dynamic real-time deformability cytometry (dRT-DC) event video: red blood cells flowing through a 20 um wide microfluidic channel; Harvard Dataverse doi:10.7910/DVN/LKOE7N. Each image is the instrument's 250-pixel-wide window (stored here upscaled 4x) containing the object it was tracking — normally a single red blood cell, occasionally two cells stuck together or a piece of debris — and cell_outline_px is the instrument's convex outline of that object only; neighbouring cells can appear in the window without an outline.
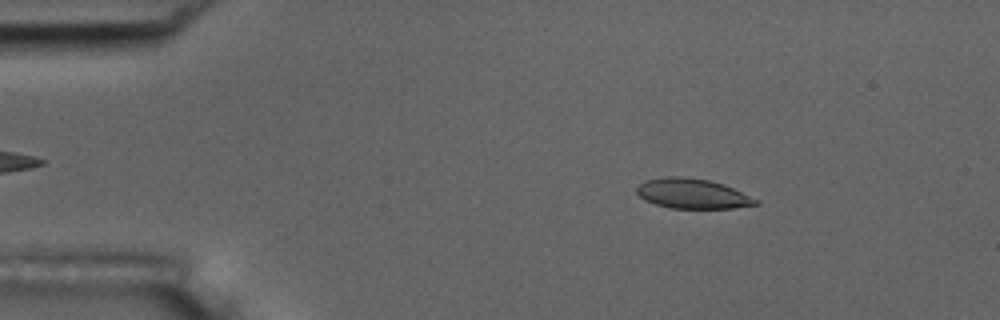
{"species": "common noctule bat (a hibernating species)", "species_latin": "Nyctalus noctula", "temperature_condition": "room temperature", "stored_images_in_passage": 54, "camera_frame_rate_fps": 3000, "um_per_image_px": 0.085, "animal": {"sex": "male", "body_mass_g": 17.5, "forearm_length_mm": 52.3}, "frame": {"image": 1, "passage_image": 8, "time_ms": 2.333, "image_size_px": [1000, 320], "cell_outline_px": [[760, 204], [732, 208], [668, 208], [644, 200], [636, 192], [636, 188], [644, 180], [668, 176], [684, 176], [708, 180], [724, 184], [760, 200]], "centroid_in_image_um": [58.86, 16.45], "position_along_channel_um": 26.1, "area_um2": 20.87}}
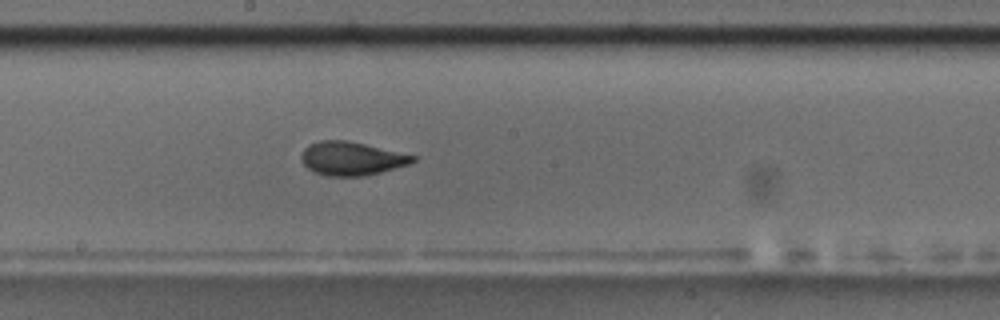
{"frame": {"image": 2, "passage_image": 29, "time_ms": 9.333, "image_size_px": [1000, 320], "cell_outline_px": [[416, 160], [408, 164], [380, 172], [364, 176], [328, 176], [316, 172], [308, 168], [300, 160], [300, 156], [304, 148], [308, 144], [320, 140], [344, 140], [364, 144], [416, 156]], "centroid_in_image_um": [29.83, 13.47], "position_along_channel_um": 218.4, "area_um2": 21.56}}
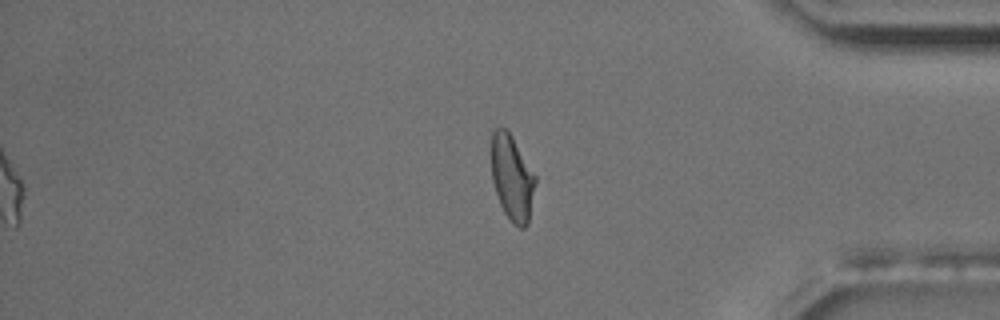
{"frame": {"image": 3, "passage_image": 45, "time_ms": 14.667, "image_size_px": [1000, 320], "cell_outline_px": [[536, 184], [528, 224], [524, 228], [520, 228], [504, 212], [500, 204], [492, 180], [492, 132], [496, 128], [504, 128], [512, 136], [536, 176]], "centroid_in_image_um": [43.54, 15.11], "position_along_channel_um": 391.7, "area_um2": 21.62}, "authors_computed_cell_mechanics": {"area_um2": 21.5594, "velocity_mm_per_s": 3.6789, "shape_relaxation_time_tau1_ms": 4.4687, "shape_relaxation_time_tau2_ms": 1.4018, "deformation_change_tau1": 0.1626, "deformation_change_tau2": 0.0568}}